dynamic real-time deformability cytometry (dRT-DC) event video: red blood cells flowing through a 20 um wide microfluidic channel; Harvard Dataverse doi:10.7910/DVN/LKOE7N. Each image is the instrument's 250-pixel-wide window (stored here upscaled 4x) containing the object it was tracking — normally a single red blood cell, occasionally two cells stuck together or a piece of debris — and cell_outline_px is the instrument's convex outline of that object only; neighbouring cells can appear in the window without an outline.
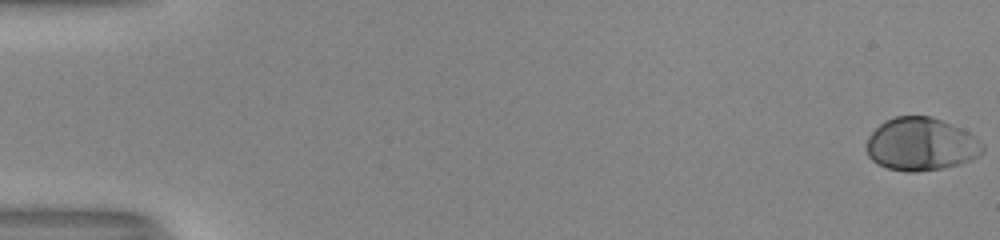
{"species": "human", "species_latin": "Homo sapiens", "temperature_condition": "room temperature", "stored_images_in_passage": 54, "camera_frame_rate_fps": 3000, "um_per_image_px": 0.085, "donor": {"sex": "male"}, "frame": {"image": 1, "passage_image": 1, "time_ms": 0.0, "image_size_px": [1000, 240], "cell_outline_px": [[984, 152], [980, 156], [960, 164], [944, 168], [916, 172], [908, 172], [888, 168], [876, 164], [868, 156], [868, 136], [884, 120], [896, 116], [928, 116], [952, 124], [968, 132], [984, 144]], "centroid_in_image_um": [78.31, 12.27], "position_along_channel_um": 6.7, "area_um2": 35.89}}
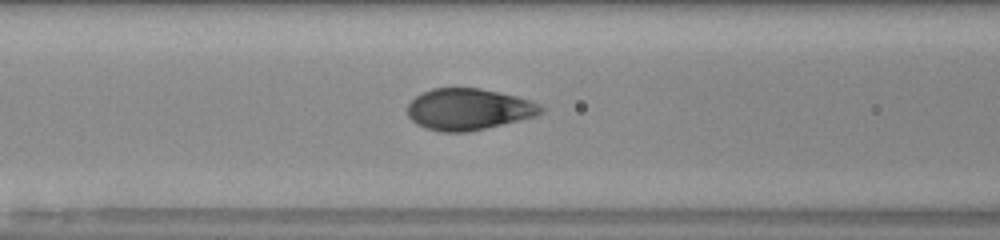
{"frame": {"image": 2, "passage_image": 24, "time_ms": 7.667, "image_size_px": [1000, 240], "cell_outline_px": [[544, 112], [536, 116], [468, 132], [444, 132], [428, 128], [416, 124], [408, 116], [408, 104], [416, 96], [432, 88], [480, 88], [516, 96], [532, 100], [540, 104], [544, 108]], "centroid_in_image_um": [39.85, 9.28], "position_along_channel_um": 126.7, "area_um2": 32.14}}
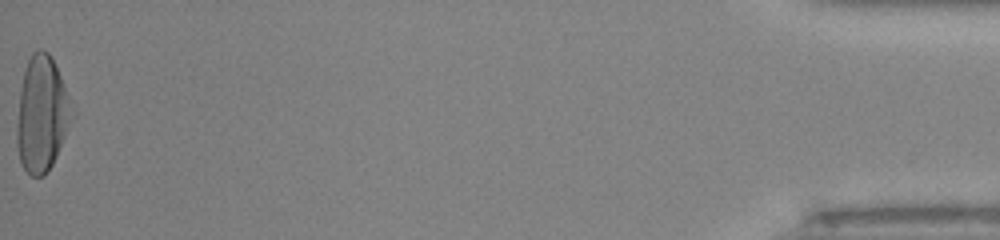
{"frame": {"image": 3, "passage_image": 54, "time_ms": 17.667, "image_size_px": [1000, 240], "cell_outline_px": [[76, 116], [48, 172], [44, 176], [32, 176], [20, 164], [16, 144], [16, 124], [20, 88], [24, 72], [28, 60], [32, 52], [40, 48], [48, 52], [60, 76], [76, 112]], "centroid_in_image_um": [3.57, 9.73], "position_along_channel_um": 431.6, "area_um2": 37.51}, "authors_computed_cell_mechanics": {"area_um2": 33.9864, "velocity_mm_per_s": 4.0377, "shape_relaxation_time_tau1_ms": 3.365, "shape_relaxation_time_tau2_ms": null, "deformation_change_tau1": 0.1832, "deformation_change_tau2": null}}